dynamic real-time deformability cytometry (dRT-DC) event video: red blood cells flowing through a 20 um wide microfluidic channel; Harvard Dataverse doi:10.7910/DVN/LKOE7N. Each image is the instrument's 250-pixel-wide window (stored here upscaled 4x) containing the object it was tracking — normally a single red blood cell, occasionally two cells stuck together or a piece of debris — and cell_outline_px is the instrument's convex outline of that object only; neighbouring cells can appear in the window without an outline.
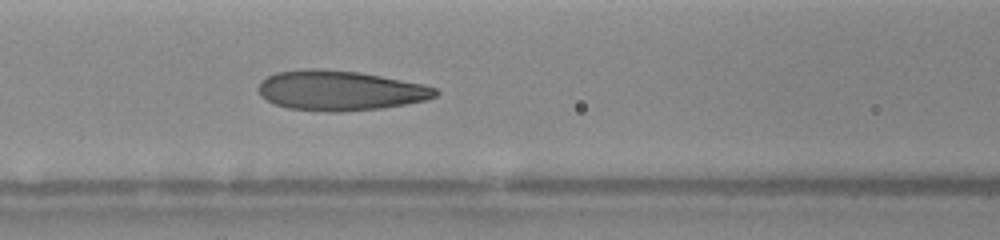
{"species": "human", "species_latin": "Homo sapiens", "temperature_condition": "warm", "stored_images_in_passage": 15, "camera_frame_rate_fps": 3000, "um_per_image_px": 0.085, "donor": {"sex": "female"}, "frame": {"image": 1, "passage_image": 7, "time_ms": 2.0, "image_size_px": [1000, 240], "cell_outline_px": [[440, 92], [436, 96], [424, 100], [404, 104], [380, 108], [340, 112], [328, 112], [288, 108], [276, 104], [260, 96], [260, 80], [276, 72], [308, 68], [316, 68], [356, 72], [380, 76], [424, 84], [436, 88]], "centroid_in_image_um": [28.9, 7.69], "position_along_channel_um": 137.7, "area_um2": 40.92}}